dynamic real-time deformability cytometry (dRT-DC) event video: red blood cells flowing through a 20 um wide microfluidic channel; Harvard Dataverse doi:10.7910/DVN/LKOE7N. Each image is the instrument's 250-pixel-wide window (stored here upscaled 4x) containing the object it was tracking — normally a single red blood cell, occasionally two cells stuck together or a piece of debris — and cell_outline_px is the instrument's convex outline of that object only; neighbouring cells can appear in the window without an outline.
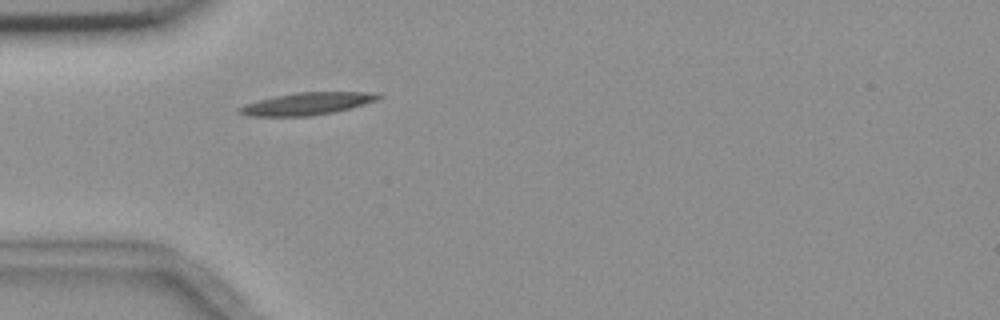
{"species": "common noctule bat (a hibernating species)", "species_latin": "Nyctalus noctula", "temperature_condition": "room temperature", "stored_images_in_passage": 2, "camera_frame_rate_fps": 3000, "um_per_image_px": 0.085, "animal": {"sex": "female", "body_mass_g": 18.4}, "frame": {"image": 1, "passage_image": 2, "time_ms": 1.333, "image_size_px": [1000, 320], "cell_outline_px": [[384, 96], [380, 100], [352, 108], [332, 112], [308, 116], [248, 116], [236, 112], [236, 108], [244, 104], [276, 96], [296, 92], [380, 92]], "centroid_in_image_um": [26.16, 8.81], "position_along_channel_um": 58.8, "area_um2": 18.32}}